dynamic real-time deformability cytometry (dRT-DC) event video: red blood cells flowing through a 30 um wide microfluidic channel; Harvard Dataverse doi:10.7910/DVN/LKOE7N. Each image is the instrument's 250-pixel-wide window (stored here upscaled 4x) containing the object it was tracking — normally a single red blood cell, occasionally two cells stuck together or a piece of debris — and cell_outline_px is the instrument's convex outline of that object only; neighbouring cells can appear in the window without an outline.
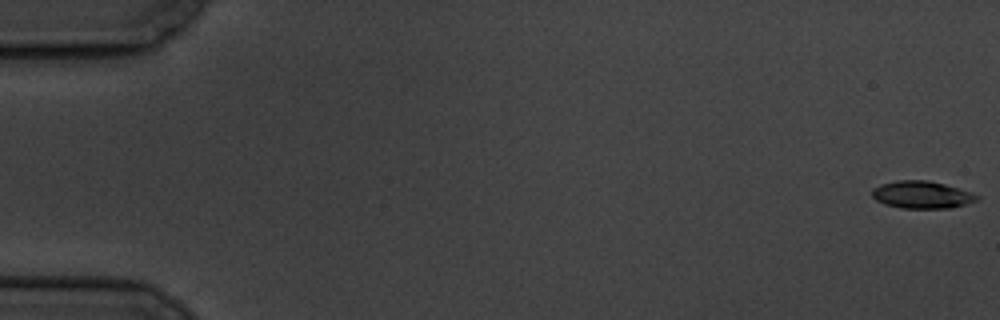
{"species": "common noctule bat (a hibernating species)", "species_latin": "Nyctalus noctula", "temperature_condition": "cold", "stored_images_in_passage": 5, "camera_frame_rate_fps": 3000, "um_per_image_px": 0.085, "animal": {"sex": "male", "body_mass_g": 19.5, "forearm_length_mm": 54.6}, "frame": {"image": 1, "passage_image": 1, "time_ms": 0.0, "image_size_px": [1000, 320], "cell_outline_px": [[980, 196], [976, 200], [964, 204], [948, 208], [900, 208], [884, 204], [876, 200], [872, 196], [872, 188], [880, 184], [896, 180], [928, 180], [944, 184], [972, 192]], "centroid_in_image_um": [78.31, 16.54], "position_along_channel_um": 6.7, "area_um2": 16.7}}
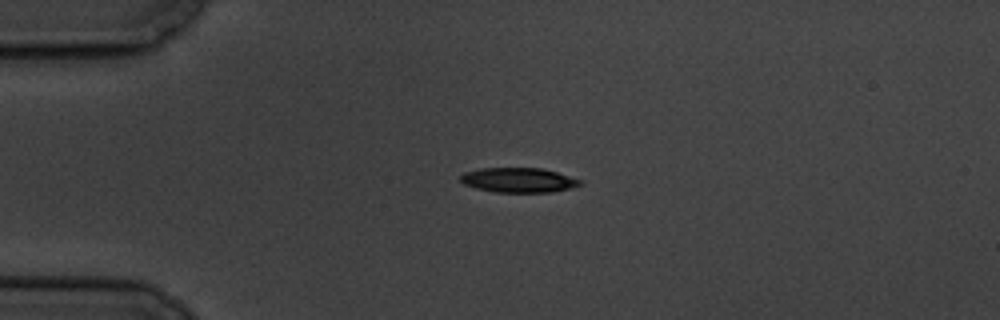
{"frame": {"image": 2, "passage_image": 5, "time_ms": 4.667, "image_size_px": [1000, 320], "cell_outline_px": [[584, 184], [572, 188], [552, 192], [496, 192], [476, 188], [464, 184], [460, 180], [460, 176], [464, 172], [480, 168], [540, 168], [556, 172], [584, 180]], "centroid_in_image_um": [44.12, 15.31], "position_along_channel_um": 40.9, "area_um2": 17.34}}